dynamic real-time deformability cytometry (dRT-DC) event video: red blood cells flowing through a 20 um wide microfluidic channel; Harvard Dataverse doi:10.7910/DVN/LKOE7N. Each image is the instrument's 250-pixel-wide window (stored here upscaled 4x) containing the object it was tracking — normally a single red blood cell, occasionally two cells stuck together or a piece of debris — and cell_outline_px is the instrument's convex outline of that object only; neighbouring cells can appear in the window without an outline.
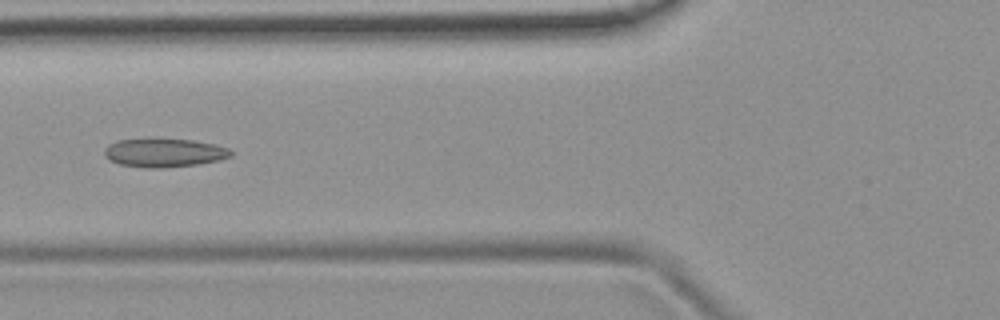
{"species": "common noctule bat (a hibernating species)", "species_latin": "Nyctalus noctula", "temperature_condition": "room temperature", "stored_images_in_passage": 3, "camera_frame_rate_fps": 3000, "um_per_image_px": 0.085, "animal": {"sex": "female", "body_mass_g": 19.9}, "frame": {"image": 1, "passage_image": 3, "time_ms": 2.333, "image_size_px": [1000, 320], "cell_outline_px": [[232, 156], [220, 160], [196, 164], [160, 168], [144, 168], [120, 164], [108, 160], [104, 156], [104, 148], [108, 144], [116, 140], [192, 140], [216, 144], [228, 148], [232, 152]], "centroid_in_image_um": [13.94, 13.0], "position_along_channel_um": 111.9, "area_um2": 20.87}}